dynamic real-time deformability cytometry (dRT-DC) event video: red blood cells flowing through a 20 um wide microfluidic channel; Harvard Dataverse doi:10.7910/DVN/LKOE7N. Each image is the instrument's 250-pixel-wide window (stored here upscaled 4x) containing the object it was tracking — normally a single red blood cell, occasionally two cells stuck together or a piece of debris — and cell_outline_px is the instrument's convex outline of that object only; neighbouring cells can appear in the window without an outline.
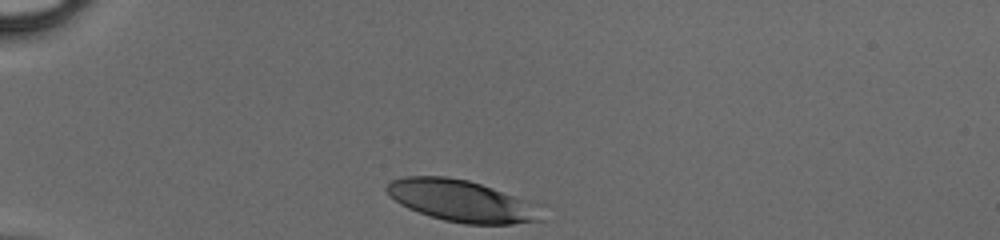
{"species": "human", "species_latin": "Homo sapiens", "temperature_condition": "cold", "stored_images_in_passage": 29, "camera_frame_rate_fps": 3000, "um_per_image_px": 0.085, "donor": {"sex": "male"}, "frame": {"image": 1, "passage_image": 1, "time_ms": 0.0, "image_size_px": [1000, 240], "cell_outline_px": [[544, 220], [512, 224], [464, 224], [444, 220], [408, 208], [400, 204], [384, 188], [392, 180], [404, 176], [444, 176], [468, 180], [540, 204]], "centroid_in_image_um": [39.3, 17.08], "position_along_channel_um": 45.7, "area_um2": 37.51}}
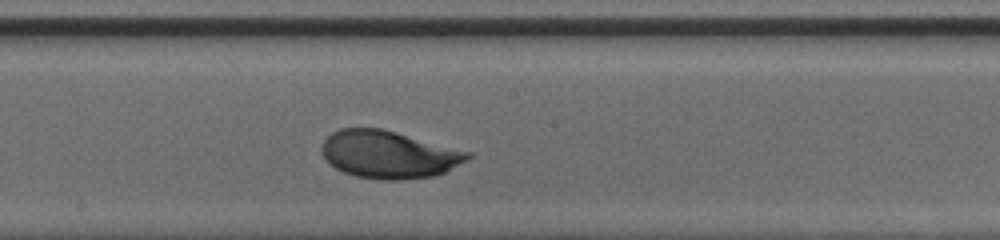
{"frame": {"image": 2, "passage_image": 16, "time_ms": 5.0, "image_size_px": [1000, 240], "cell_outline_px": [[472, 156], [444, 172], [436, 176], [400, 180], [384, 180], [356, 176], [344, 172], [328, 164], [320, 148], [324, 140], [332, 132], [340, 128], [380, 128], [396, 132], [472, 152]], "centroid_in_image_um": [33.02, 13.13], "position_along_channel_um": 215.2, "area_um2": 40.34}}
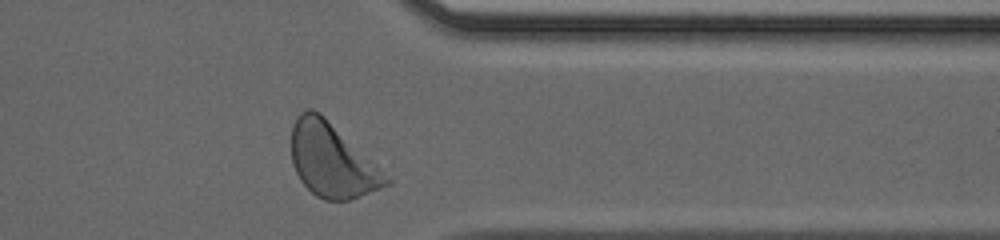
{"frame": {"image": 3, "passage_image": 28, "time_ms": 9.0, "image_size_px": [1000, 240], "cell_outline_px": [[392, 184], [348, 200], [324, 200], [316, 196], [300, 180], [292, 164], [292, 124], [296, 116], [300, 112], [308, 108], [312, 108], [320, 112], [392, 180]], "centroid_in_image_um": [28.18, 13.62], "position_along_channel_um": 383.2, "area_um2": 40.29}}